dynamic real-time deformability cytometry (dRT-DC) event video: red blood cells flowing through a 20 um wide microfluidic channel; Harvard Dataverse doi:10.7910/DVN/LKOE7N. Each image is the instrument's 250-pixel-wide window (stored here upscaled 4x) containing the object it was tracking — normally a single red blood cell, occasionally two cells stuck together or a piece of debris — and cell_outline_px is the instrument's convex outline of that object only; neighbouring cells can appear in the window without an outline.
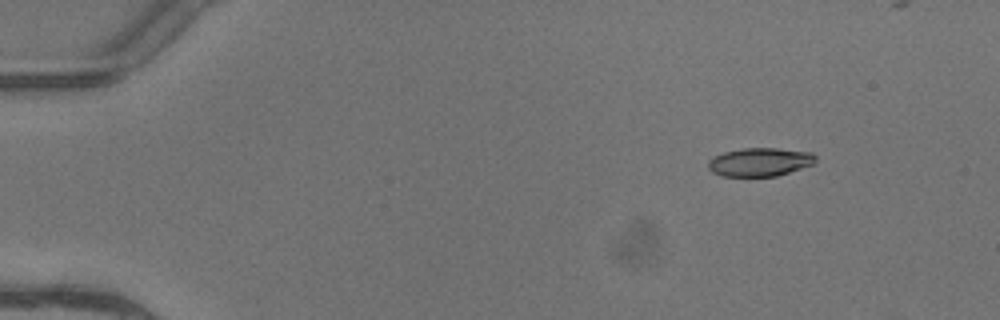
{"species": "common noctule bat (a hibernating species)", "species_latin": "Nyctalus noctula", "temperature_condition": "warm", "stored_images_in_passage": 6, "camera_frame_rate_fps": 3000, "um_per_image_px": 0.085, "animal": {"sex": "female"}, "frame": {"image": 1, "passage_image": 1, "time_ms": 0.0, "image_size_px": [1000, 320], "cell_outline_px": [[816, 160], [812, 164], [776, 176], [720, 176], [712, 172], [708, 168], [708, 160], [712, 156], [724, 152], [740, 148], [776, 148], [812, 152], [816, 156]], "centroid_in_image_um": [64.54, 13.76], "position_along_channel_um": 20.5, "area_um2": 17.86}}
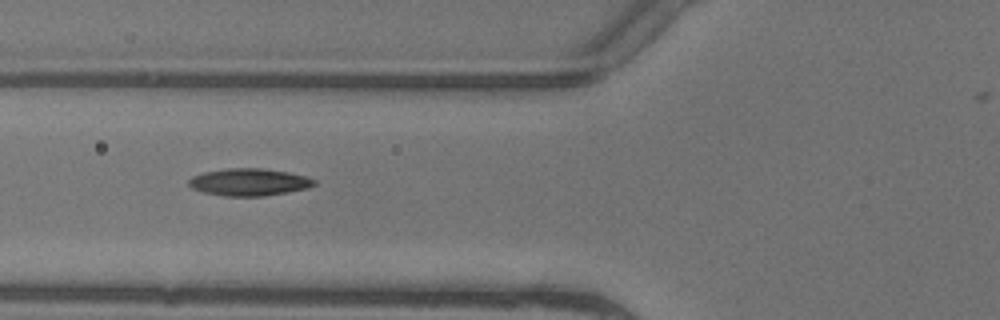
{"frame": {"image": 2, "passage_image": 5, "time_ms": 1.333, "image_size_px": [1000, 320], "cell_outline_px": [[316, 184], [308, 188], [288, 192], [264, 196], [224, 196], [204, 192], [192, 188], [188, 184], [188, 180], [192, 176], [204, 172], [228, 168], [264, 168], [288, 172], [304, 176], [316, 180]], "centroid_in_image_um": [21.17, 15.48], "position_along_channel_um": 104.6, "area_um2": 19.94}}
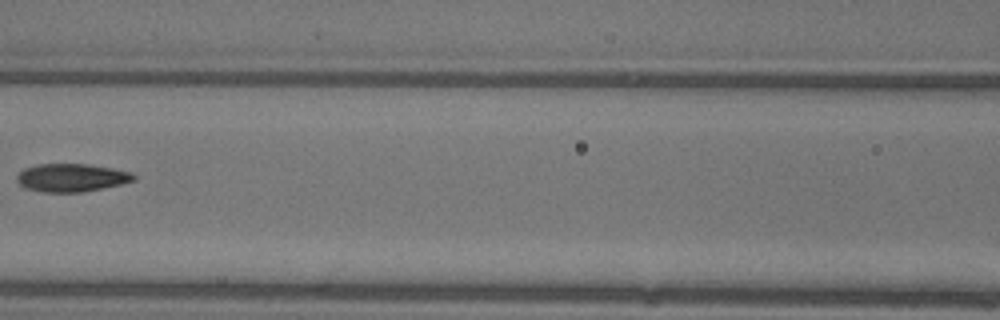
{"frame": {"image": 3, "passage_image": 6, "time_ms": 1.667, "image_size_px": [1000, 320], "cell_outline_px": [[136, 180], [120, 184], [80, 192], [44, 192], [24, 188], [16, 180], [16, 176], [24, 168], [36, 164], [88, 164], [112, 168], [132, 172], [136, 176]], "centroid_in_image_um": [6.06, 15.09], "position_along_channel_um": 160.5, "area_um2": 19.07}}